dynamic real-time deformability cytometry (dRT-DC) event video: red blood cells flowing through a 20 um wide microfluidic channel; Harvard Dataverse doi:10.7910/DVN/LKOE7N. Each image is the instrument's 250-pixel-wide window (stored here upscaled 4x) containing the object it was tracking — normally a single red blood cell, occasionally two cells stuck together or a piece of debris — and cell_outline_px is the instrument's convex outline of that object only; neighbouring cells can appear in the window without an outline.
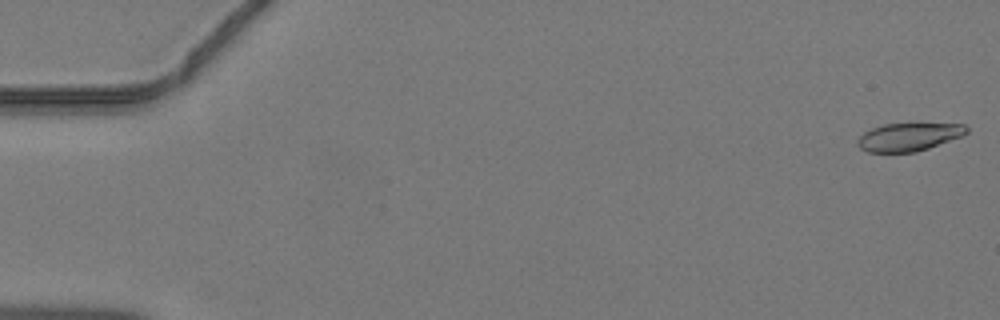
{"species": "common noctule bat (a hibernating species)", "species_latin": "Nyctalus noctula", "temperature_condition": "warm", "stored_images_in_passage": 46, "camera_frame_rate_fps": 3000, "um_per_image_px": 0.085, "animal": {"sex": "male", "body_mass_g": 19.2, "forearm_length_mm": 51.8}, "frame": {"image": 1, "passage_image": 1, "time_ms": 0.0, "image_size_px": [1000, 320], "cell_outline_px": [[968, 132], [964, 136], [916, 152], [868, 152], [860, 148], [856, 144], [856, 140], [864, 132], [872, 128], [884, 124], [964, 124], [968, 128]], "centroid_in_image_um": [77.24, 11.64], "position_along_channel_um": 7.8, "area_um2": 17.8}}
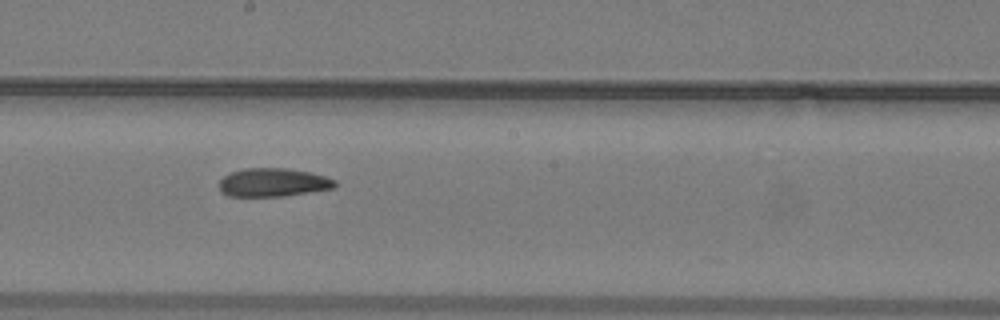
{"frame": {"image": 2, "passage_image": 26, "time_ms": 8.333, "image_size_px": [1000, 320], "cell_outline_px": [[336, 188], [284, 196], [228, 196], [220, 192], [220, 180], [224, 176], [232, 172], [244, 168], [284, 168], [308, 172], [324, 176], [336, 180]], "centroid_in_image_um": [23.21, 15.51], "position_along_channel_um": 225.0, "area_um2": 19.13}}
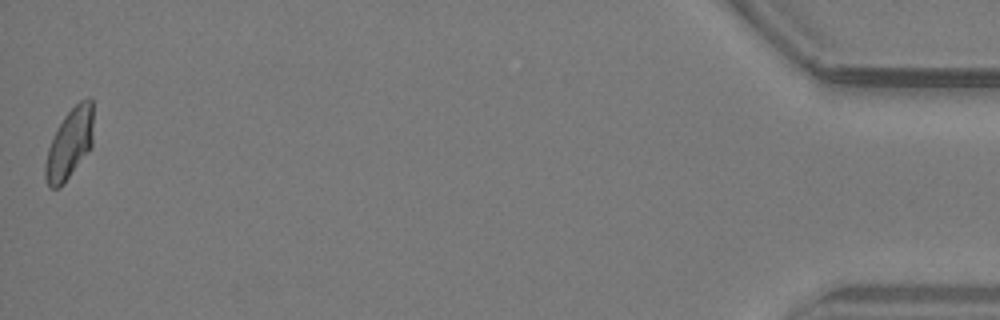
{"frame": {"image": 3, "passage_image": 46, "time_ms": 15.0, "image_size_px": [1000, 320], "cell_outline_px": [[92, 148], [64, 184], [60, 188], [48, 188], [44, 176], [44, 164], [48, 148], [64, 116], [80, 100], [88, 96], [92, 96]], "centroid_in_image_um": [5.91, 12.26], "position_along_channel_um": 429.3, "area_um2": 19.83}}